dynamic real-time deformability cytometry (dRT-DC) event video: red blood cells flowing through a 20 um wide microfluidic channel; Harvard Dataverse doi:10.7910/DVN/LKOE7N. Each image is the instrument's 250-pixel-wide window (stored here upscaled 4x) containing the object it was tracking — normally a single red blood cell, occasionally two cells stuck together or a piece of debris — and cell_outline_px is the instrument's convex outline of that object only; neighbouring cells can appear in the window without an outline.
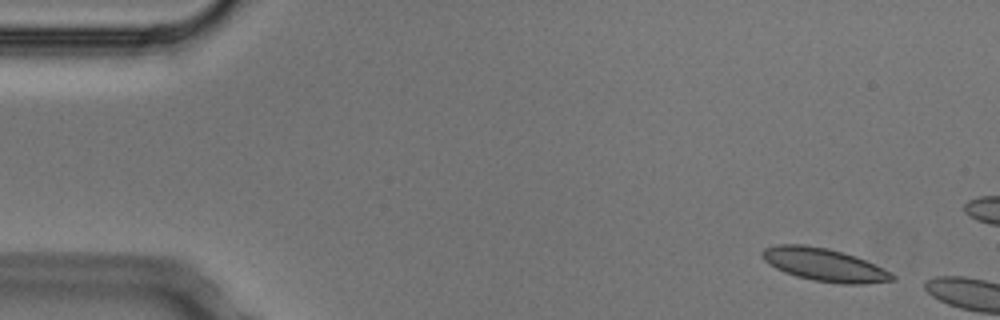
{"species": "Egyptian fruit bat (a non-hibernating species)", "species_latin": "Rousettus aegyptiacus", "temperature_condition": "cold", "stored_images_in_passage": 2, "camera_frame_rate_fps": 3000, "um_per_image_px": 0.085, "animal": {"sex": "male"}, "frame": {"image": 1, "passage_image": 1, "time_ms": 0.0, "image_size_px": [1000, 320], "cell_outline_px": [[896, 280], [864, 284], [840, 284], [812, 280], [796, 276], [784, 272], [768, 264], [760, 256], [760, 252], [764, 248], [776, 244], [804, 244], [828, 248], [856, 256], [892, 272], [896, 276]], "centroid_in_image_um": [70.05, 22.5], "position_along_channel_um": 14.9, "area_um2": 25.26}}